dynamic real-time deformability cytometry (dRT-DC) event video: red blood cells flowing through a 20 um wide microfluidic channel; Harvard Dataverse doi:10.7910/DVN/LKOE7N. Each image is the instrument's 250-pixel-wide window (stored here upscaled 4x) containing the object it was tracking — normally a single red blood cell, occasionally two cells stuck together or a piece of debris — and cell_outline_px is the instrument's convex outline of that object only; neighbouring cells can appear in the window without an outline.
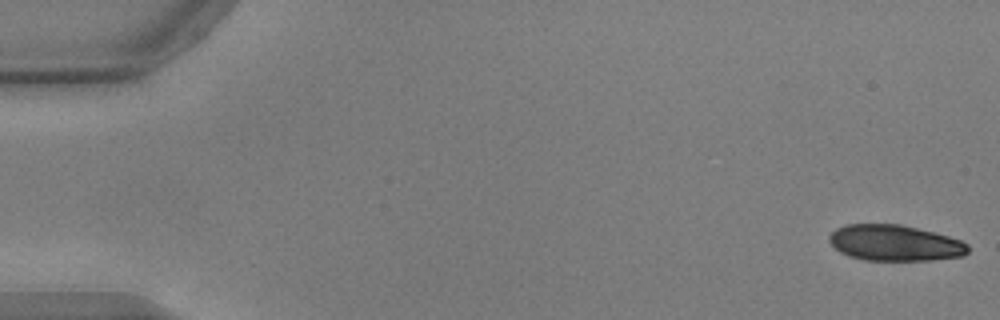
{"species": "common noctule bat (a hibernating species)", "species_latin": "Nyctalus noctula", "temperature_condition": "warm", "stored_images_in_passage": 28, "camera_frame_rate_fps": 3000, "um_per_image_px": 0.085, "animal": {"sex": "male", "body_mass_g": 17.9, "forearm_length_mm": 54.2}, "frame": {"image": 1, "passage_image": 1, "time_ms": 0.0, "image_size_px": [1000, 320], "cell_outline_px": [[968, 252], [964, 256], [932, 260], [864, 260], [848, 256], [840, 252], [828, 240], [828, 236], [836, 228], [848, 224], [900, 224], [948, 236], [960, 240], [968, 244]], "centroid_in_image_um": [76.05, 20.65], "position_along_channel_um": 9.0, "area_um2": 29.02}}
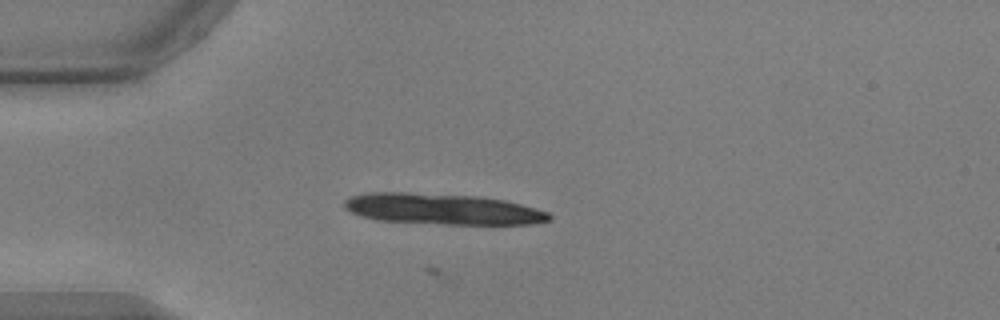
{"frame": {"image": 2, "passage_image": 14, "time_ms": 4.333, "image_size_px": [1000, 320], "cell_outline_px": [[552, 220], [532, 224], [444, 224], [376, 220], [360, 216], [344, 208], [344, 200], [348, 196], [368, 192], [408, 192], [476, 196], [504, 200], [536, 208], [548, 212], [552, 216]], "centroid_in_image_um": [37.58, 17.76], "position_along_channel_um": 47.4, "area_um2": 37.11}}